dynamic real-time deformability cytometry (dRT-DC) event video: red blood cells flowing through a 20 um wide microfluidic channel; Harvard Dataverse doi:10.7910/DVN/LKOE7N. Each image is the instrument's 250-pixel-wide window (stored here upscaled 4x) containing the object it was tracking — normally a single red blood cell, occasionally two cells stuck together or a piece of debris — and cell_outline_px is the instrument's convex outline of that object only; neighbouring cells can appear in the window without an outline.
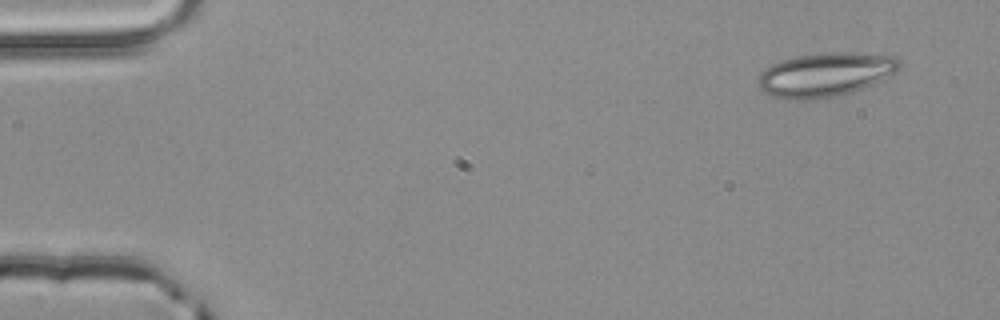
{"species": "common noctule bat (a hibernating species)", "species_latin": "Nyctalus noctula", "temperature_condition": "room temperature", "stored_images_in_passage": 4, "camera_frame_rate_fps": 3000, "um_per_image_px": 0.085, "animal": {"sex": "male", "body_mass_g": 20.4}, "frame": {"image": 1, "passage_image": 1, "time_ms": 0.0, "image_size_px": [1000, 320], "cell_outline_px": [[900, 68], [880, 80], [864, 88], [852, 92], [836, 96], [812, 100], [788, 100], [772, 96], [764, 92], [760, 88], [756, 80], [760, 72], [772, 64], [784, 60], [800, 56], [828, 52], [844, 52], [892, 56], [900, 60]], "centroid_in_image_um": [70.1, 6.36], "position_along_channel_um": 14.9, "area_um2": 36.01}}